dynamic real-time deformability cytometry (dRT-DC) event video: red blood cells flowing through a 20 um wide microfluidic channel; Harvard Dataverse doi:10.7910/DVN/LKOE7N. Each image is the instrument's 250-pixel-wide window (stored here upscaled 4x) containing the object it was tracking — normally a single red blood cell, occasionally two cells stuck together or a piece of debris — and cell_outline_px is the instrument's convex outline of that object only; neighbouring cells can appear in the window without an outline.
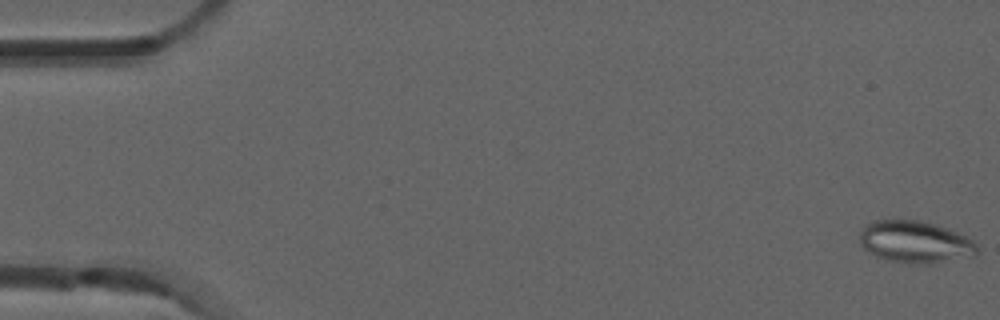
{"species": "common noctule bat (a hibernating species)", "species_latin": "Nyctalus noctula", "temperature_condition": "room temperature", "stored_images_in_passage": 4, "camera_frame_rate_fps": 3000, "um_per_image_px": 0.085, "animal": {"sex": "male", "forearm_length_mm": 52.5}, "frame": {"image": 1, "passage_image": 1, "time_ms": 0.0, "image_size_px": [1000, 320], "cell_outline_px": [[980, 248], [976, 256], [932, 264], [912, 264], [888, 260], [876, 256], [868, 252], [860, 244], [860, 232], [864, 224], [876, 220], [920, 220], [948, 228], [968, 236]], "centroid_in_image_um": [77.83, 20.57], "position_along_channel_um": 7.2, "area_um2": 29.3}}